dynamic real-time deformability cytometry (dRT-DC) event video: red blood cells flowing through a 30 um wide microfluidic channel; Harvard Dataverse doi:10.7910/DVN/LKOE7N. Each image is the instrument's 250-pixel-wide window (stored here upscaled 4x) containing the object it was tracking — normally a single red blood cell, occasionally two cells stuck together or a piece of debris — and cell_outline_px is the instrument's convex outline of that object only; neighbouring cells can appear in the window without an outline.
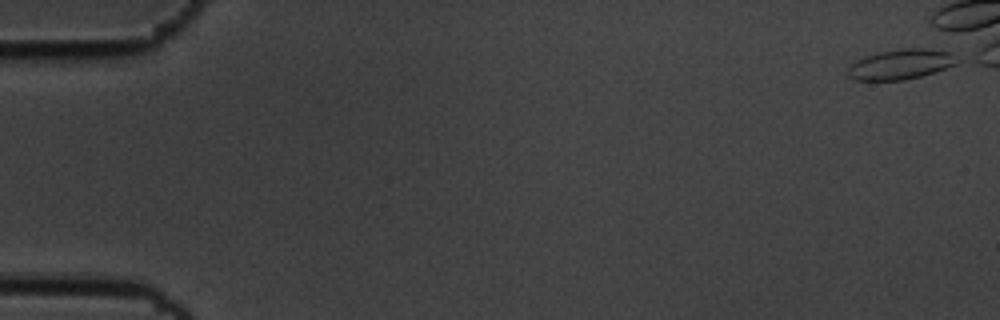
{"species": "common noctule bat (a hibernating species)", "species_latin": "Nyctalus noctula", "temperature_condition": "cold", "stored_images_in_passage": 17, "camera_frame_rate_fps": 3000, "um_per_image_px": 0.085, "animal": {"sex": "male", "body_mass_g": 19.5, "forearm_length_mm": 54.6}, "frame": {"image": 1, "passage_image": 1, "time_ms": 0.0, "image_size_px": [1000, 320], "cell_outline_px": [[956, 64], [920, 76], [904, 80], [856, 80], [848, 76], [848, 68], [852, 64], [868, 56], [880, 52], [904, 48], [924, 48], [952, 52]], "centroid_in_image_um": [76.55, 5.47], "position_along_channel_um": 8.4, "area_um2": 18.55}}